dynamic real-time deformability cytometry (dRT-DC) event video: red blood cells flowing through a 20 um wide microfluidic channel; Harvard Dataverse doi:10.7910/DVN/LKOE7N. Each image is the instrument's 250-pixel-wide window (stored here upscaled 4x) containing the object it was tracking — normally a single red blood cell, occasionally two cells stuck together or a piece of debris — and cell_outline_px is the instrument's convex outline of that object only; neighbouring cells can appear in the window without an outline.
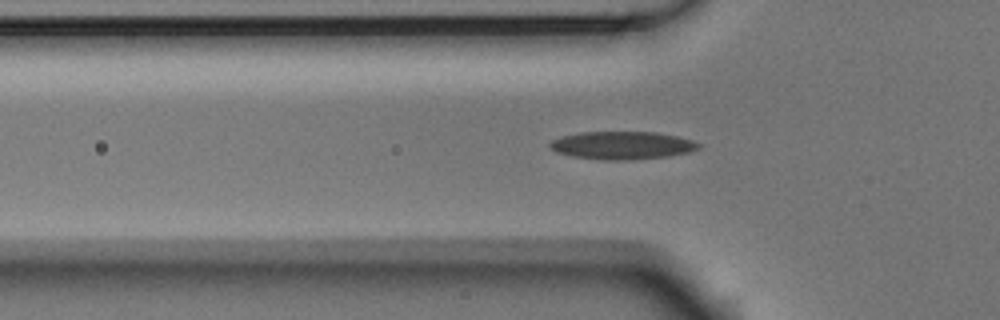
{"species": "Egyptian fruit bat (a non-hibernating species)", "species_latin": "Rousettus aegyptiacus", "temperature_condition": "room temperature", "stored_images_in_passage": 37, "camera_frame_rate_fps": 3000, "um_per_image_px": 0.085, "animal": {"sex": "male"}, "frame": {"image": 1, "passage_image": 9, "time_ms": 2.667, "image_size_px": [1000, 320], "cell_outline_px": [[700, 148], [688, 152], [668, 156], [632, 160], [600, 160], [572, 156], [556, 152], [548, 148], [548, 144], [552, 140], [564, 136], [580, 132], [656, 132], [676, 136], [692, 140], [700, 144]], "centroid_in_image_um": [52.86, 12.36], "position_along_channel_um": 72.9, "area_um2": 24.22}}
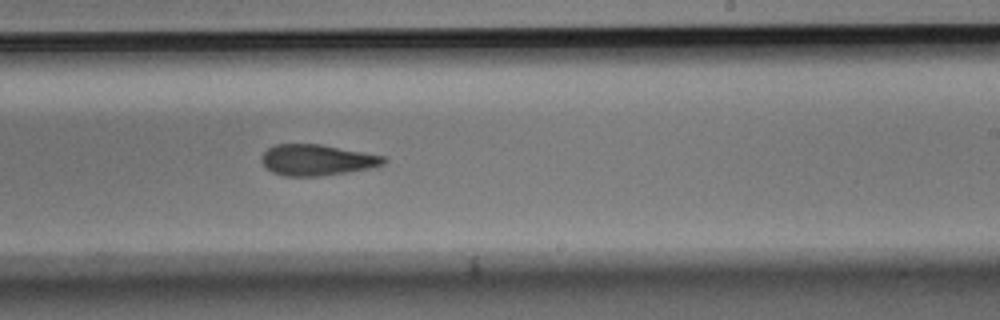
{"frame": {"image": 2, "passage_image": 24, "time_ms": 7.667, "image_size_px": [1000, 320], "cell_outline_px": [[388, 160], [384, 164], [376, 168], [320, 176], [284, 176], [272, 172], [260, 160], [260, 156], [268, 148], [276, 144], [320, 144], [388, 156]], "centroid_in_image_um": [27.01, 13.6], "position_along_channel_um": 262.0, "area_um2": 22.43}}
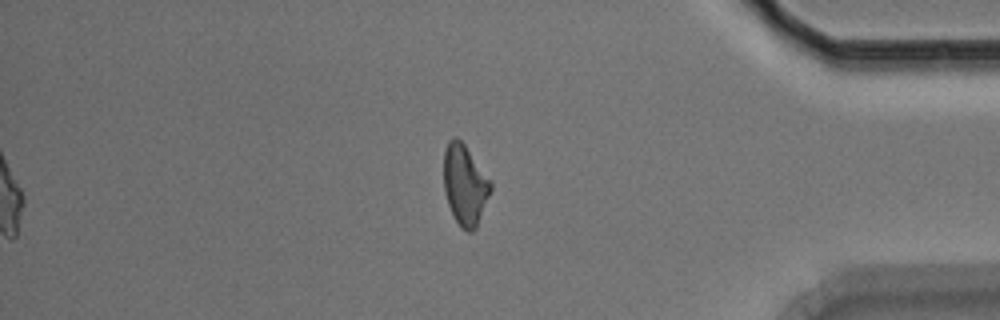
{"frame": {"image": 3, "passage_image": 37, "time_ms": 12.0, "image_size_px": [1000, 320], "cell_outline_px": [[492, 188], [476, 228], [472, 232], [468, 232], [460, 228], [448, 204], [444, 192], [444, 148], [448, 140], [452, 136], [456, 136], [464, 144], [492, 180]], "centroid_in_image_um": [39.52, 15.69], "position_along_channel_um": 395.7, "area_um2": 22.2}, "authors_computed_cell_mechanics": {"area_um2": 22.8888, "velocity_mm_per_s": 3.7709, "shape_relaxation_time_tau1_ms": 11.1052, "shape_relaxation_time_tau2_ms": 6.1903, "deformation_change_tau1": 0.2346, "deformation_change_tau2": 0.1644}}